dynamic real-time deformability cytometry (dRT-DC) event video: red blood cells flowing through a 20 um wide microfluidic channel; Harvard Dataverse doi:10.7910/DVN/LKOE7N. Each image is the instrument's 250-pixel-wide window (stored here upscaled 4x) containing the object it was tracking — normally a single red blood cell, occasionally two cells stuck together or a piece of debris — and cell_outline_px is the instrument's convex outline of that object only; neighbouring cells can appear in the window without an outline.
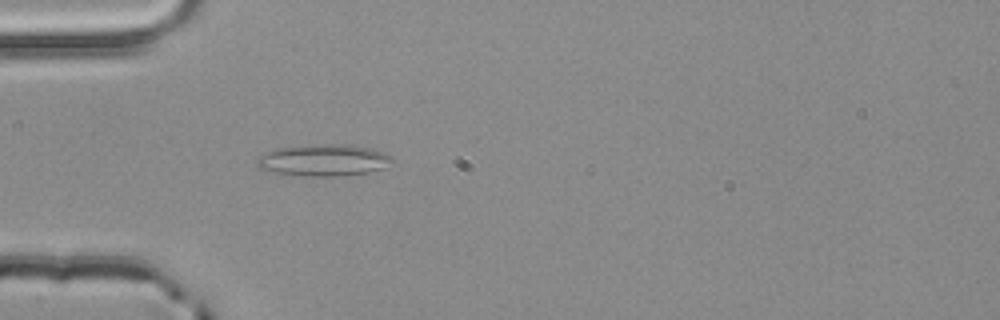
{"species": "common noctule bat (a hibernating species)", "species_latin": "Nyctalus noctula", "temperature_condition": "room temperature", "stored_images_in_passage": 1, "camera_frame_rate_fps": 3000, "um_per_image_px": 0.085, "animal": {"sex": "male", "body_mass_g": 20.4}, "frame": {"image": 1, "passage_image": 1, "time_ms": 0.0, "image_size_px": [1000, 320], "cell_outline_px": [[392, 160], [384, 168], [368, 172], [344, 176], [304, 176], [276, 172], [260, 168], [256, 164], [256, 160], [260, 156], [268, 152], [280, 148], [328, 144], [348, 144], [372, 148], [384, 152], [392, 156]], "centroid_in_image_um": [27.57, 13.62], "position_along_channel_um": 57.4, "area_um2": 24.68}}